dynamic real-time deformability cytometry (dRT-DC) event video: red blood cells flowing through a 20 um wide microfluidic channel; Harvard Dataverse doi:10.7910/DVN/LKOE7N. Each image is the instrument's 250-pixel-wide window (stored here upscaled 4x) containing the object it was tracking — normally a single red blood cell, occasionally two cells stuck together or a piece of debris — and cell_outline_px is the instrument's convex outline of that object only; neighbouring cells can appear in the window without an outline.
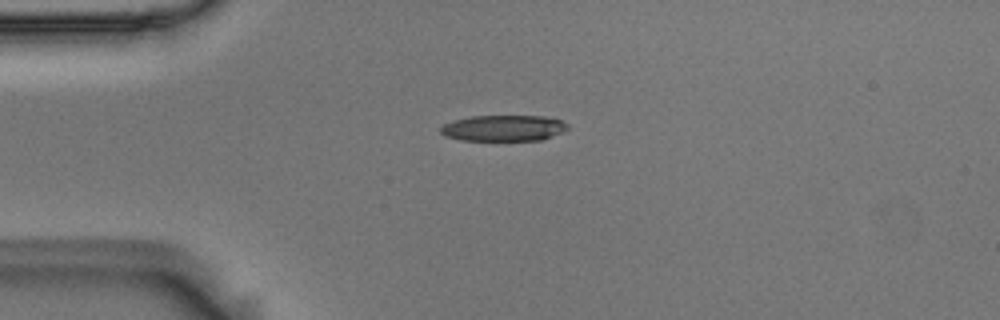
{"species": "Egyptian fruit bat (a non-hibernating species)", "species_latin": "Rousettus aegyptiacus", "temperature_condition": "room temperature", "stored_images_in_passage": 42, "camera_frame_rate_fps": 3000, "um_per_image_px": 0.085, "animal": {"sex": "male"}, "frame": {"image": 1, "passage_image": 1, "time_ms": 0.0, "image_size_px": [1000, 320], "cell_outline_px": [[568, 128], [544, 140], [460, 140], [444, 136], [440, 132], [440, 128], [444, 124], [452, 120], [472, 116], [544, 116], [560, 120], [568, 124]], "centroid_in_image_um": [42.77, 10.89], "position_along_channel_um": 42.2, "area_um2": 19.25}}
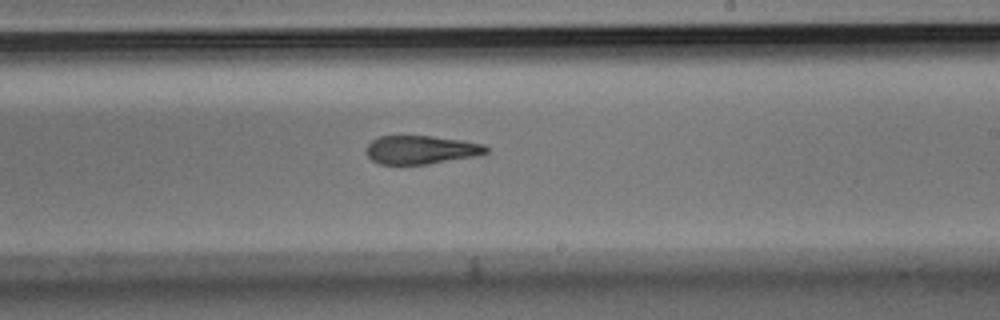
{"frame": {"image": 2, "passage_image": 20, "time_ms": 6.333, "image_size_px": [1000, 320], "cell_outline_px": [[488, 152], [472, 156], [428, 164], [380, 164], [372, 160], [368, 156], [368, 144], [372, 140], [380, 136], [432, 136], [460, 140], [484, 144], [488, 148]], "centroid_in_image_um": [35.78, 12.73], "position_along_channel_um": 253.2, "area_um2": 19.54}}
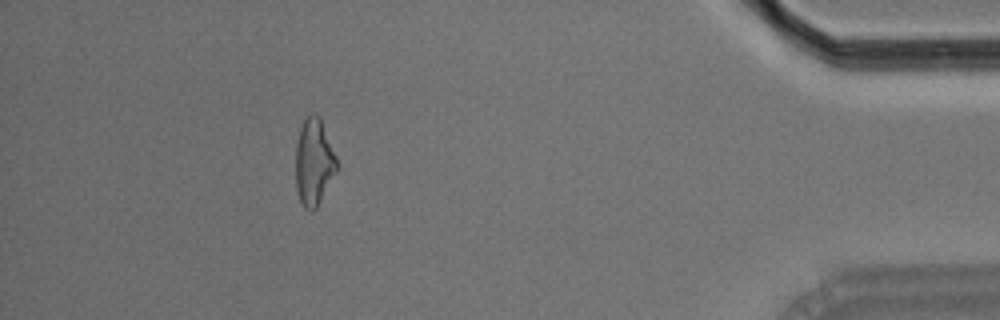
{"frame": {"image": 3, "passage_image": 37, "time_ms": 12.0, "image_size_px": [1000, 320], "cell_outline_px": [[340, 168], [316, 208], [312, 212], [308, 212], [304, 208], [300, 200], [296, 188], [296, 144], [300, 128], [304, 120], [312, 112], [316, 112], [320, 116], [336, 156]], "centroid_in_image_um": [26.71, 13.79], "position_along_channel_um": 408.5, "area_um2": 21.21}, "authors_computed_cell_mechanics": {"area_um2": 21.2704, "velocity_mm_per_s": 3.6818, "shape_relaxation_time_tau1_ms": 9.6058, "shape_relaxation_time_tau2_ms": 4.2293, "deformation_change_tau1": 0.2468, "deformation_change_tau2": 0.1601}}